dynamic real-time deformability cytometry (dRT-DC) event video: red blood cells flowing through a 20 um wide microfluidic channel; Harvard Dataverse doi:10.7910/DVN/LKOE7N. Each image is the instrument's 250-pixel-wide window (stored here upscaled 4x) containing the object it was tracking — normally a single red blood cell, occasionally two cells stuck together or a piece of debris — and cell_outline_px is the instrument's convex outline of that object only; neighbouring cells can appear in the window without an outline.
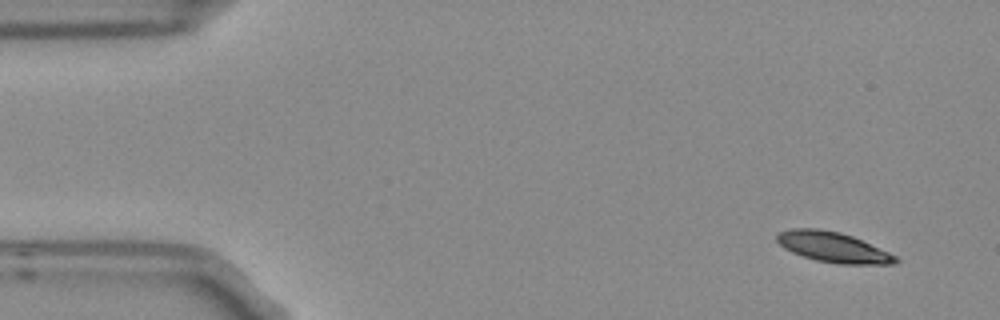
{"species": "Egyptian fruit bat (a non-hibernating species)", "species_latin": "Rousettus aegyptiacus", "temperature_condition": "room temperature", "stored_images_in_passage": 4, "camera_frame_rate_fps": 3000, "um_per_image_px": 0.085, "frame": {"image": 1, "passage_image": 1, "time_ms": 0.0, "image_size_px": [1000, 320], "cell_outline_px": [[900, 260], [896, 264], [836, 264], [816, 260], [792, 252], [784, 248], [776, 240], [776, 236], [780, 232], [792, 228], [820, 228], [840, 232], [852, 236], [888, 252], [896, 256]], "centroid_in_image_um": [70.81, 21.01], "position_along_channel_um": 14.2, "area_um2": 20.87}}